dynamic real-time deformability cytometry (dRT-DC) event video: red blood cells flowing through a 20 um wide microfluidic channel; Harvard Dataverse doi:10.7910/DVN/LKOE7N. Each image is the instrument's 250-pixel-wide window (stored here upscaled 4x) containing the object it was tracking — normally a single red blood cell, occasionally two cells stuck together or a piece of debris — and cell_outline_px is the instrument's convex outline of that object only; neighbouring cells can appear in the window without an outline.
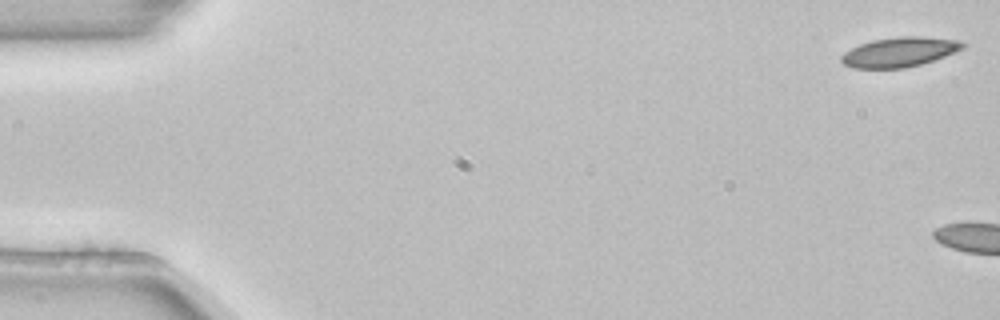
{"species": "common noctule bat (a hibernating species)", "species_latin": "Nyctalus noctula", "temperature_condition": "room temperature", "stored_images_in_passage": 2, "camera_frame_rate_fps": 3000, "um_per_image_px": 0.085, "animal": {"sex": "female", "body_mass_g": 22.7, "forearm_length_mm": 54.2}, "frame": {"image": 1, "passage_image": 1, "time_ms": 0.0, "image_size_px": [1000, 320], "cell_outline_px": [[968, 44], [964, 48], [944, 56], [920, 64], [904, 68], [852, 68], [844, 64], [840, 60], [840, 56], [844, 52], [860, 44], [872, 40], [900, 36], [920, 36], [960, 40]], "centroid_in_image_um": [76.46, 4.41], "position_along_channel_um": 8.5, "area_um2": 20.98}}